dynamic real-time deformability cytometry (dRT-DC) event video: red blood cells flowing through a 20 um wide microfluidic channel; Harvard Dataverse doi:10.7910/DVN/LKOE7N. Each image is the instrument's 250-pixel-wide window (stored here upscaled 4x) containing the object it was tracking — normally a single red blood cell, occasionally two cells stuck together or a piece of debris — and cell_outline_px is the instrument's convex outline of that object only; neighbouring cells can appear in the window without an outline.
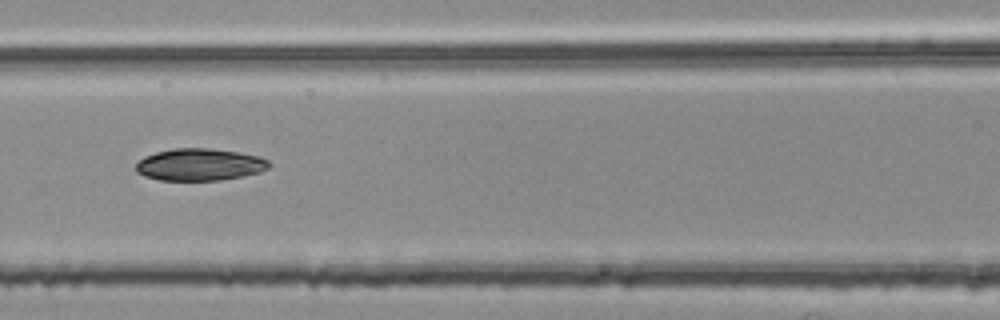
{"species": "common noctule bat (a hibernating species)", "species_latin": "Nyctalus noctula", "temperature_condition": "room temperature", "stored_images_in_passage": 5, "camera_frame_rate_fps": 3000, "um_per_image_px": 0.085, "animal": {"sex": "female", "body_mass_g": 25.1}, "frame": {"image": 1, "passage_image": 5, "time_ms": 1.333, "image_size_px": [1000, 320], "cell_outline_px": [[272, 164], [268, 168], [260, 172], [220, 180], [160, 180], [144, 176], [136, 172], [136, 164], [144, 156], [156, 152], [176, 148], [212, 148], [240, 152], [260, 156], [268, 160]], "centroid_in_image_um": [16.99, 13.98], "position_along_channel_um": 149.6, "area_um2": 24.97}}